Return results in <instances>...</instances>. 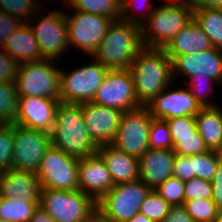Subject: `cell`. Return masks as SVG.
I'll list each match as a JSON object with an SVG mask.
<instances>
[{
  "label": "cell",
  "mask_w": 222,
  "mask_h": 222,
  "mask_svg": "<svg viewBox=\"0 0 222 222\" xmlns=\"http://www.w3.org/2000/svg\"><path fill=\"white\" fill-rule=\"evenodd\" d=\"M81 222H112L109 218L104 216L97 208L90 213Z\"/></svg>",
  "instance_id": "cell-49"
},
{
  "label": "cell",
  "mask_w": 222,
  "mask_h": 222,
  "mask_svg": "<svg viewBox=\"0 0 222 222\" xmlns=\"http://www.w3.org/2000/svg\"><path fill=\"white\" fill-rule=\"evenodd\" d=\"M171 205L167 203L155 190H151L142 203L139 212L153 222H162L169 213Z\"/></svg>",
  "instance_id": "cell-33"
},
{
  "label": "cell",
  "mask_w": 222,
  "mask_h": 222,
  "mask_svg": "<svg viewBox=\"0 0 222 222\" xmlns=\"http://www.w3.org/2000/svg\"><path fill=\"white\" fill-rule=\"evenodd\" d=\"M193 19L209 37L212 46L222 51V9H193Z\"/></svg>",
  "instance_id": "cell-26"
},
{
  "label": "cell",
  "mask_w": 222,
  "mask_h": 222,
  "mask_svg": "<svg viewBox=\"0 0 222 222\" xmlns=\"http://www.w3.org/2000/svg\"><path fill=\"white\" fill-rule=\"evenodd\" d=\"M19 63L6 53L0 50V83L15 82Z\"/></svg>",
  "instance_id": "cell-41"
},
{
  "label": "cell",
  "mask_w": 222,
  "mask_h": 222,
  "mask_svg": "<svg viewBox=\"0 0 222 222\" xmlns=\"http://www.w3.org/2000/svg\"><path fill=\"white\" fill-rule=\"evenodd\" d=\"M60 99L27 96L18 98L14 124L51 133L54 129L56 108Z\"/></svg>",
  "instance_id": "cell-16"
},
{
  "label": "cell",
  "mask_w": 222,
  "mask_h": 222,
  "mask_svg": "<svg viewBox=\"0 0 222 222\" xmlns=\"http://www.w3.org/2000/svg\"><path fill=\"white\" fill-rule=\"evenodd\" d=\"M165 88L146 107L156 119H172L182 116H195L203 107L191 94L189 88Z\"/></svg>",
  "instance_id": "cell-15"
},
{
  "label": "cell",
  "mask_w": 222,
  "mask_h": 222,
  "mask_svg": "<svg viewBox=\"0 0 222 222\" xmlns=\"http://www.w3.org/2000/svg\"><path fill=\"white\" fill-rule=\"evenodd\" d=\"M13 124L0 123V172L12 169Z\"/></svg>",
  "instance_id": "cell-37"
},
{
  "label": "cell",
  "mask_w": 222,
  "mask_h": 222,
  "mask_svg": "<svg viewBox=\"0 0 222 222\" xmlns=\"http://www.w3.org/2000/svg\"><path fill=\"white\" fill-rule=\"evenodd\" d=\"M40 11L41 10L39 9L35 15L27 21V23L30 25L34 37L38 41L43 59H50L56 62V60L58 61L61 55L68 52L67 49L70 48L68 44V30L65 13L54 10L47 15L43 14V16H41L39 14ZM35 16L37 19H34ZM38 17H40V19H38Z\"/></svg>",
  "instance_id": "cell-10"
},
{
  "label": "cell",
  "mask_w": 222,
  "mask_h": 222,
  "mask_svg": "<svg viewBox=\"0 0 222 222\" xmlns=\"http://www.w3.org/2000/svg\"><path fill=\"white\" fill-rule=\"evenodd\" d=\"M144 1L149 3L148 2L149 0H142L141 5L145 4V3H143ZM137 2H138V0H120V19L123 21L129 22V23H132V24H136L141 27L144 24V20L140 19V17L139 18L136 17V15H135L136 13H138V11H137L138 8H136L138 6ZM152 4L153 3H151L150 5H147L148 8H146V11H147V9H150L152 7L151 6ZM145 7H146V5H145ZM133 9H135V10H133ZM135 11H136V13H134Z\"/></svg>",
  "instance_id": "cell-42"
},
{
  "label": "cell",
  "mask_w": 222,
  "mask_h": 222,
  "mask_svg": "<svg viewBox=\"0 0 222 222\" xmlns=\"http://www.w3.org/2000/svg\"><path fill=\"white\" fill-rule=\"evenodd\" d=\"M40 183L35 172L10 169L0 172V197L40 202Z\"/></svg>",
  "instance_id": "cell-21"
},
{
  "label": "cell",
  "mask_w": 222,
  "mask_h": 222,
  "mask_svg": "<svg viewBox=\"0 0 222 222\" xmlns=\"http://www.w3.org/2000/svg\"><path fill=\"white\" fill-rule=\"evenodd\" d=\"M150 191L140 179L115 184L96 202V208L112 222H125L139 213Z\"/></svg>",
  "instance_id": "cell-6"
},
{
  "label": "cell",
  "mask_w": 222,
  "mask_h": 222,
  "mask_svg": "<svg viewBox=\"0 0 222 222\" xmlns=\"http://www.w3.org/2000/svg\"><path fill=\"white\" fill-rule=\"evenodd\" d=\"M22 21L0 11V48L2 49L7 39L22 25Z\"/></svg>",
  "instance_id": "cell-43"
},
{
  "label": "cell",
  "mask_w": 222,
  "mask_h": 222,
  "mask_svg": "<svg viewBox=\"0 0 222 222\" xmlns=\"http://www.w3.org/2000/svg\"><path fill=\"white\" fill-rule=\"evenodd\" d=\"M183 206L195 222H215L222 213L212 198L185 201Z\"/></svg>",
  "instance_id": "cell-30"
},
{
  "label": "cell",
  "mask_w": 222,
  "mask_h": 222,
  "mask_svg": "<svg viewBox=\"0 0 222 222\" xmlns=\"http://www.w3.org/2000/svg\"><path fill=\"white\" fill-rule=\"evenodd\" d=\"M18 98L15 82L0 83V123H14L17 117Z\"/></svg>",
  "instance_id": "cell-29"
},
{
  "label": "cell",
  "mask_w": 222,
  "mask_h": 222,
  "mask_svg": "<svg viewBox=\"0 0 222 222\" xmlns=\"http://www.w3.org/2000/svg\"><path fill=\"white\" fill-rule=\"evenodd\" d=\"M73 11V16L72 13L65 12L69 47L78 48L91 57L114 19L78 10Z\"/></svg>",
  "instance_id": "cell-12"
},
{
  "label": "cell",
  "mask_w": 222,
  "mask_h": 222,
  "mask_svg": "<svg viewBox=\"0 0 222 222\" xmlns=\"http://www.w3.org/2000/svg\"><path fill=\"white\" fill-rule=\"evenodd\" d=\"M212 199L222 211V152H219L217 170L212 180Z\"/></svg>",
  "instance_id": "cell-45"
},
{
  "label": "cell",
  "mask_w": 222,
  "mask_h": 222,
  "mask_svg": "<svg viewBox=\"0 0 222 222\" xmlns=\"http://www.w3.org/2000/svg\"><path fill=\"white\" fill-rule=\"evenodd\" d=\"M152 119L146 106L123 112L116 138L111 144L139 159L148 150Z\"/></svg>",
  "instance_id": "cell-11"
},
{
  "label": "cell",
  "mask_w": 222,
  "mask_h": 222,
  "mask_svg": "<svg viewBox=\"0 0 222 222\" xmlns=\"http://www.w3.org/2000/svg\"><path fill=\"white\" fill-rule=\"evenodd\" d=\"M168 3H185L191 5L192 0H167Z\"/></svg>",
  "instance_id": "cell-51"
},
{
  "label": "cell",
  "mask_w": 222,
  "mask_h": 222,
  "mask_svg": "<svg viewBox=\"0 0 222 222\" xmlns=\"http://www.w3.org/2000/svg\"><path fill=\"white\" fill-rule=\"evenodd\" d=\"M78 165V159L51 145L35 172L41 189L78 190Z\"/></svg>",
  "instance_id": "cell-8"
},
{
  "label": "cell",
  "mask_w": 222,
  "mask_h": 222,
  "mask_svg": "<svg viewBox=\"0 0 222 222\" xmlns=\"http://www.w3.org/2000/svg\"><path fill=\"white\" fill-rule=\"evenodd\" d=\"M67 7L91 14L120 19V0H64Z\"/></svg>",
  "instance_id": "cell-28"
},
{
  "label": "cell",
  "mask_w": 222,
  "mask_h": 222,
  "mask_svg": "<svg viewBox=\"0 0 222 222\" xmlns=\"http://www.w3.org/2000/svg\"><path fill=\"white\" fill-rule=\"evenodd\" d=\"M93 103L123 112L140 107L129 69H109L92 99Z\"/></svg>",
  "instance_id": "cell-13"
},
{
  "label": "cell",
  "mask_w": 222,
  "mask_h": 222,
  "mask_svg": "<svg viewBox=\"0 0 222 222\" xmlns=\"http://www.w3.org/2000/svg\"><path fill=\"white\" fill-rule=\"evenodd\" d=\"M222 0H192L193 9L218 8Z\"/></svg>",
  "instance_id": "cell-47"
},
{
  "label": "cell",
  "mask_w": 222,
  "mask_h": 222,
  "mask_svg": "<svg viewBox=\"0 0 222 222\" xmlns=\"http://www.w3.org/2000/svg\"><path fill=\"white\" fill-rule=\"evenodd\" d=\"M215 222H222V213L219 215V217L217 218Z\"/></svg>",
  "instance_id": "cell-52"
},
{
  "label": "cell",
  "mask_w": 222,
  "mask_h": 222,
  "mask_svg": "<svg viewBox=\"0 0 222 222\" xmlns=\"http://www.w3.org/2000/svg\"><path fill=\"white\" fill-rule=\"evenodd\" d=\"M2 49L19 64L43 60L38 41L28 23H22Z\"/></svg>",
  "instance_id": "cell-24"
},
{
  "label": "cell",
  "mask_w": 222,
  "mask_h": 222,
  "mask_svg": "<svg viewBox=\"0 0 222 222\" xmlns=\"http://www.w3.org/2000/svg\"><path fill=\"white\" fill-rule=\"evenodd\" d=\"M29 222H55L50 215L40 206L34 211Z\"/></svg>",
  "instance_id": "cell-48"
},
{
  "label": "cell",
  "mask_w": 222,
  "mask_h": 222,
  "mask_svg": "<svg viewBox=\"0 0 222 222\" xmlns=\"http://www.w3.org/2000/svg\"><path fill=\"white\" fill-rule=\"evenodd\" d=\"M141 26L142 43L146 48L163 49L193 19V8L185 3H164L145 14ZM146 22V23H145Z\"/></svg>",
  "instance_id": "cell-4"
},
{
  "label": "cell",
  "mask_w": 222,
  "mask_h": 222,
  "mask_svg": "<svg viewBox=\"0 0 222 222\" xmlns=\"http://www.w3.org/2000/svg\"><path fill=\"white\" fill-rule=\"evenodd\" d=\"M173 78L177 73L190 76L209 77L222 84V51L212 47L203 52L174 56L172 59ZM175 76V77H174Z\"/></svg>",
  "instance_id": "cell-18"
},
{
  "label": "cell",
  "mask_w": 222,
  "mask_h": 222,
  "mask_svg": "<svg viewBox=\"0 0 222 222\" xmlns=\"http://www.w3.org/2000/svg\"><path fill=\"white\" fill-rule=\"evenodd\" d=\"M196 127L209 150L222 152V109L203 107L196 115Z\"/></svg>",
  "instance_id": "cell-25"
},
{
  "label": "cell",
  "mask_w": 222,
  "mask_h": 222,
  "mask_svg": "<svg viewBox=\"0 0 222 222\" xmlns=\"http://www.w3.org/2000/svg\"><path fill=\"white\" fill-rule=\"evenodd\" d=\"M38 0H0V11L27 23L40 9Z\"/></svg>",
  "instance_id": "cell-32"
},
{
  "label": "cell",
  "mask_w": 222,
  "mask_h": 222,
  "mask_svg": "<svg viewBox=\"0 0 222 222\" xmlns=\"http://www.w3.org/2000/svg\"><path fill=\"white\" fill-rule=\"evenodd\" d=\"M175 152L171 149L147 150L139 158V179L151 190L173 176Z\"/></svg>",
  "instance_id": "cell-20"
},
{
  "label": "cell",
  "mask_w": 222,
  "mask_h": 222,
  "mask_svg": "<svg viewBox=\"0 0 222 222\" xmlns=\"http://www.w3.org/2000/svg\"><path fill=\"white\" fill-rule=\"evenodd\" d=\"M125 222H153V221L149 219L147 216H145L144 214L139 212L132 219L127 220Z\"/></svg>",
  "instance_id": "cell-50"
},
{
  "label": "cell",
  "mask_w": 222,
  "mask_h": 222,
  "mask_svg": "<svg viewBox=\"0 0 222 222\" xmlns=\"http://www.w3.org/2000/svg\"><path fill=\"white\" fill-rule=\"evenodd\" d=\"M173 143L177 136L193 135L197 130L195 116H182L166 120Z\"/></svg>",
  "instance_id": "cell-40"
},
{
  "label": "cell",
  "mask_w": 222,
  "mask_h": 222,
  "mask_svg": "<svg viewBox=\"0 0 222 222\" xmlns=\"http://www.w3.org/2000/svg\"><path fill=\"white\" fill-rule=\"evenodd\" d=\"M218 8H219V9H222V1H221V3H220V5H219Z\"/></svg>",
  "instance_id": "cell-54"
},
{
  "label": "cell",
  "mask_w": 222,
  "mask_h": 222,
  "mask_svg": "<svg viewBox=\"0 0 222 222\" xmlns=\"http://www.w3.org/2000/svg\"><path fill=\"white\" fill-rule=\"evenodd\" d=\"M40 202H27L0 197V219L10 222H29Z\"/></svg>",
  "instance_id": "cell-27"
},
{
  "label": "cell",
  "mask_w": 222,
  "mask_h": 222,
  "mask_svg": "<svg viewBox=\"0 0 222 222\" xmlns=\"http://www.w3.org/2000/svg\"><path fill=\"white\" fill-rule=\"evenodd\" d=\"M97 153L105 161L114 185L139 179V159L112 144L100 145Z\"/></svg>",
  "instance_id": "cell-22"
},
{
  "label": "cell",
  "mask_w": 222,
  "mask_h": 222,
  "mask_svg": "<svg viewBox=\"0 0 222 222\" xmlns=\"http://www.w3.org/2000/svg\"><path fill=\"white\" fill-rule=\"evenodd\" d=\"M84 124L98 145L111 144L116 138L123 111L93 102L81 103Z\"/></svg>",
  "instance_id": "cell-17"
},
{
  "label": "cell",
  "mask_w": 222,
  "mask_h": 222,
  "mask_svg": "<svg viewBox=\"0 0 222 222\" xmlns=\"http://www.w3.org/2000/svg\"><path fill=\"white\" fill-rule=\"evenodd\" d=\"M175 154L192 156L209 151L204 140L196 130L193 135L177 136V141L173 143Z\"/></svg>",
  "instance_id": "cell-36"
},
{
  "label": "cell",
  "mask_w": 222,
  "mask_h": 222,
  "mask_svg": "<svg viewBox=\"0 0 222 222\" xmlns=\"http://www.w3.org/2000/svg\"><path fill=\"white\" fill-rule=\"evenodd\" d=\"M60 70V102L80 104L92 101L109 69L94 59L71 72Z\"/></svg>",
  "instance_id": "cell-9"
},
{
  "label": "cell",
  "mask_w": 222,
  "mask_h": 222,
  "mask_svg": "<svg viewBox=\"0 0 222 222\" xmlns=\"http://www.w3.org/2000/svg\"><path fill=\"white\" fill-rule=\"evenodd\" d=\"M53 62L43 59L20 64L15 81L18 96L60 99L61 70Z\"/></svg>",
  "instance_id": "cell-5"
},
{
  "label": "cell",
  "mask_w": 222,
  "mask_h": 222,
  "mask_svg": "<svg viewBox=\"0 0 222 222\" xmlns=\"http://www.w3.org/2000/svg\"><path fill=\"white\" fill-rule=\"evenodd\" d=\"M0 222H10V221H6L4 219H0Z\"/></svg>",
  "instance_id": "cell-53"
},
{
  "label": "cell",
  "mask_w": 222,
  "mask_h": 222,
  "mask_svg": "<svg viewBox=\"0 0 222 222\" xmlns=\"http://www.w3.org/2000/svg\"><path fill=\"white\" fill-rule=\"evenodd\" d=\"M12 168L36 172L43 156L51 147V134L13 123Z\"/></svg>",
  "instance_id": "cell-14"
},
{
  "label": "cell",
  "mask_w": 222,
  "mask_h": 222,
  "mask_svg": "<svg viewBox=\"0 0 222 222\" xmlns=\"http://www.w3.org/2000/svg\"><path fill=\"white\" fill-rule=\"evenodd\" d=\"M148 149H171L173 141L170 134L169 125L166 120L153 118L151 122Z\"/></svg>",
  "instance_id": "cell-34"
},
{
  "label": "cell",
  "mask_w": 222,
  "mask_h": 222,
  "mask_svg": "<svg viewBox=\"0 0 222 222\" xmlns=\"http://www.w3.org/2000/svg\"><path fill=\"white\" fill-rule=\"evenodd\" d=\"M219 162V151L209 150L202 154L192 155L193 178L211 181Z\"/></svg>",
  "instance_id": "cell-31"
},
{
  "label": "cell",
  "mask_w": 222,
  "mask_h": 222,
  "mask_svg": "<svg viewBox=\"0 0 222 222\" xmlns=\"http://www.w3.org/2000/svg\"><path fill=\"white\" fill-rule=\"evenodd\" d=\"M39 206L55 222H81L96 209V202L79 189H41Z\"/></svg>",
  "instance_id": "cell-7"
},
{
  "label": "cell",
  "mask_w": 222,
  "mask_h": 222,
  "mask_svg": "<svg viewBox=\"0 0 222 222\" xmlns=\"http://www.w3.org/2000/svg\"><path fill=\"white\" fill-rule=\"evenodd\" d=\"M190 79V82L187 84L189 85V90L191 94L196 98V100L200 103L202 107H216V102L213 103L212 99H207L208 91H213L210 86L212 87V84L217 83L216 81L210 79L209 77H202V76H190L187 78ZM209 84V85H208ZM209 87V88H206ZM206 98V99H205Z\"/></svg>",
  "instance_id": "cell-38"
},
{
  "label": "cell",
  "mask_w": 222,
  "mask_h": 222,
  "mask_svg": "<svg viewBox=\"0 0 222 222\" xmlns=\"http://www.w3.org/2000/svg\"><path fill=\"white\" fill-rule=\"evenodd\" d=\"M173 176L182 181H188L193 178L192 156L175 155Z\"/></svg>",
  "instance_id": "cell-44"
},
{
  "label": "cell",
  "mask_w": 222,
  "mask_h": 222,
  "mask_svg": "<svg viewBox=\"0 0 222 222\" xmlns=\"http://www.w3.org/2000/svg\"><path fill=\"white\" fill-rule=\"evenodd\" d=\"M129 70L140 106H146L173 83L172 60L163 49L144 47ZM172 82V83H171Z\"/></svg>",
  "instance_id": "cell-1"
},
{
  "label": "cell",
  "mask_w": 222,
  "mask_h": 222,
  "mask_svg": "<svg viewBox=\"0 0 222 222\" xmlns=\"http://www.w3.org/2000/svg\"><path fill=\"white\" fill-rule=\"evenodd\" d=\"M143 48L141 27L119 19L112 22L91 58L108 69H129Z\"/></svg>",
  "instance_id": "cell-3"
},
{
  "label": "cell",
  "mask_w": 222,
  "mask_h": 222,
  "mask_svg": "<svg viewBox=\"0 0 222 222\" xmlns=\"http://www.w3.org/2000/svg\"><path fill=\"white\" fill-rule=\"evenodd\" d=\"M162 222H195L183 205L171 206Z\"/></svg>",
  "instance_id": "cell-46"
},
{
  "label": "cell",
  "mask_w": 222,
  "mask_h": 222,
  "mask_svg": "<svg viewBox=\"0 0 222 222\" xmlns=\"http://www.w3.org/2000/svg\"><path fill=\"white\" fill-rule=\"evenodd\" d=\"M78 173L79 190L88 194L95 202L114 187L111 173L98 153L80 159Z\"/></svg>",
  "instance_id": "cell-19"
},
{
  "label": "cell",
  "mask_w": 222,
  "mask_h": 222,
  "mask_svg": "<svg viewBox=\"0 0 222 222\" xmlns=\"http://www.w3.org/2000/svg\"><path fill=\"white\" fill-rule=\"evenodd\" d=\"M50 134L52 145L73 158L80 160L97 153L99 146L92 140L84 124L81 103L60 102Z\"/></svg>",
  "instance_id": "cell-2"
},
{
  "label": "cell",
  "mask_w": 222,
  "mask_h": 222,
  "mask_svg": "<svg viewBox=\"0 0 222 222\" xmlns=\"http://www.w3.org/2000/svg\"><path fill=\"white\" fill-rule=\"evenodd\" d=\"M208 198H212L211 181L197 177L185 181V201Z\"/></svg>",
  "instance_id": "cell-39"
},
{
  "label": "cell",
  "mask_w": 222,
  "mask_h": 222,
  "mask_svg": "<svg viewBox=\"0 0 222 222\" xmlns=\"http://www.w3.org/2000/svg\"><path fill=\"white\" fill-rule=\"evenodd\" d=\"M212 47L209 37L192 19L168 42L163 50L172 59L174 56L203 52Z\"/></svg>",
  "instance_id": "cell-23"
},
{
  "label": "cell",
  "mask_w": 222,
  "mask_h": 222,
  "mask_svg": "<svg viewBox=\"0 0 222 222\" xmlns=\"http://www.w3.org/2000/svg\"><path fill=\"white\" fill-rule=\"evenodd\" d=\"M155 191L171 206L185 202V181L177 177H169Z\"/></svg>",
  "instance_id": "cell-35"
}]
</instances>
